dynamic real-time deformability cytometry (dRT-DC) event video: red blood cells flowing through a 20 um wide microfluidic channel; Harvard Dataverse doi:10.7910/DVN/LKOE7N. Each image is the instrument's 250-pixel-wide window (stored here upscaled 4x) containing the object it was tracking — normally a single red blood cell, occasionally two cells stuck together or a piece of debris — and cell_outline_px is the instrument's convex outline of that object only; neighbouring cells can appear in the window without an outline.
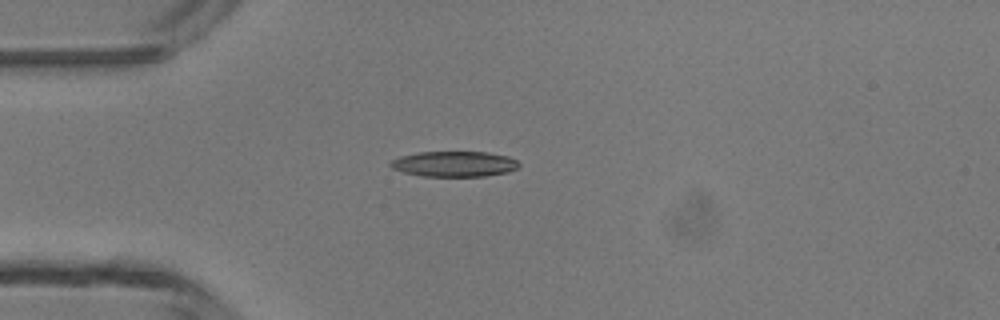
{"species": "common noctule bat (a hibernating species)", "species_latin": "Nyctalus noctula", "temperature_condition": "room temperature", "stored_images_in_passage": 35, "camera_frame_rate_fps": 3000, "um_per_image_px": 0.085, "animal": {"sex": "male", "body_mass_g": 13.3}, "frame": {"image": 1, "passage_image": 1, "time_ms": 0.0, "image_size_px": [1000, 320], "cell_outline_px": [[520, 164], [516, 168], [508, 172], [484, 176], [420, 176], [404, 172], [392, 168], [388, 164], [392, 160], [400, 156], [420, 152], [488, 152], [508, 156], [516, 160]], "centroid_in_image_um": [38.61, 13.93], "position_along_channel_um": 46.4, "area_um2": 19.02}}
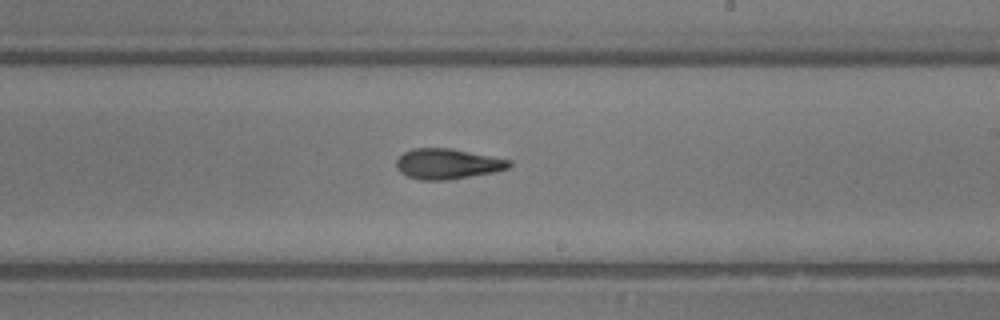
{"frame": {"image": 2, "passage_image": 16, "time_ms": 5.0, "image_size_px": [1000, 320], "cell_outline_px": [[512, 164], [508, 168], [492, 172], [448, 180], [420, 180], [408, 176], [400, 172], [396, 168], [396, 160], [404, 152], [412, 148], [452, 148], [512, 160]], "centroid_in_image_um": [38.02, 13.92], "position_along_channel_um": 251.0, "area_um2": 20.0}}
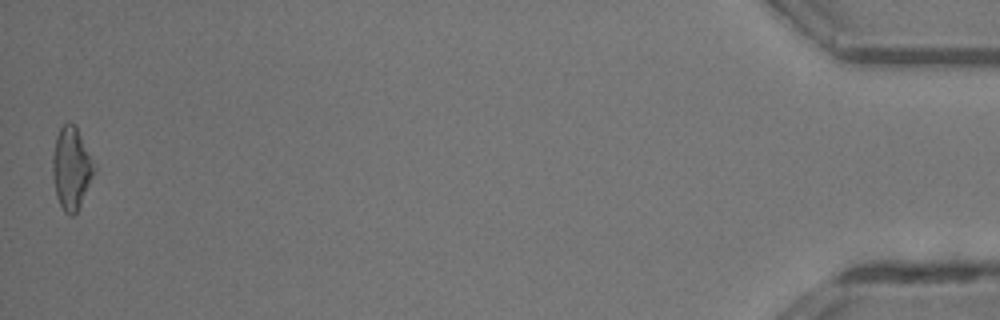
{"frame": {"image": 3, "passage_image": 35, "time_ms": 11.333, "image_size_px": [1000, 320], "cell_outline_px": [[96, 172], [76, 212], [72, 216], [68, 216], [64, 212], [56, 196], [52, 172], [52, 156], [56, 136], [60, 128], [68, 120], [76, 124], [96, 168]], "centroid_in_image_um": [6.06, 14.27], "position_along_channel_um": 429.1, "area_um2": 20.11}, "authors_computed_cell_mechanics": {"area_um2": 19.363, "velocity_mm_per_s": 4.4028, "shape_relaxation_time_tau1_ms": 10.1465, "shape_relaxation_time_tau2_ms": 3.463, "deformation_change_tau1": 0.2665, "deformation_change_tau2": 0.1437}}